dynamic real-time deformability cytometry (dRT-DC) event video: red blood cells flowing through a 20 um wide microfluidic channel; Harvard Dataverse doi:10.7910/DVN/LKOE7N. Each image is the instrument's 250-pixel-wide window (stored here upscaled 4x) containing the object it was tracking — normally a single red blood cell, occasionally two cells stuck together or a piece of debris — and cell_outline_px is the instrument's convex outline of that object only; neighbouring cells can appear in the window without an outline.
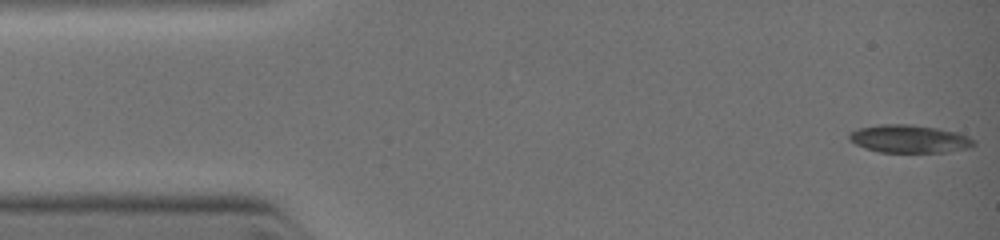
{"species": "common noctule bat (a hibernating species)", "species_latin": "Nyctalus noctula", "temperature_condition": "warm", "stored_images_in_passage": 29, "camera_frame_rate_fps": 3000, "um_per_image_px": 0.085, "animal": {"sex": "female", "body_mass_g": 19.0, "forearm_length_mm": 51.5}, "frame": {"image": 1, "passage_image": 1, "time_ms": 0.0, "image_size_px": [1000, 240], "cell_outline_px": [[976, 144], [972, 148], [944, 152], [880, 152], [864, 148], [848, 140], [848, 136], [852, 132], [860, 128], [876, 124], [912, 124], [936, 128], [956, 132], [968, 136], [976, 140]], "centroid_in_image_um": [77.32, 11.8], "position_along_channel_um": 7.7, "area_um2": 20.4}}
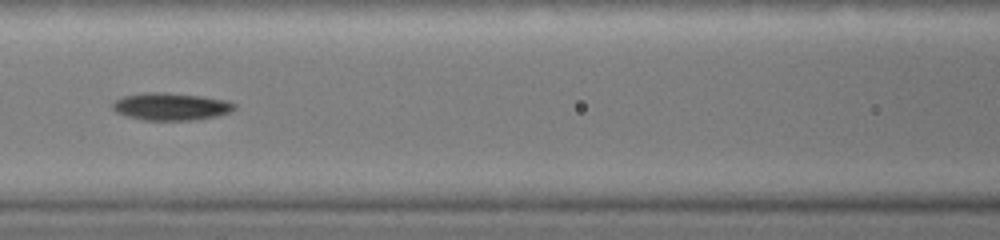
{"frame": {"image": 2, "passage_image": 25, "time_ms": 4.667, "image_size_px": [1000, 240], "cell_outline_px": [[236, 108], [228, 112], [216, 116], [188, 120], [144, 120], [116, 112], [112, 108], [112, 104], [116, 100], [124, 96], [152, 92], [160, 92], [200, 96], [228, 100], [236, 104]], "centroid_in_image_um": [14.55, 9.05], "position_along_channel_um": 152.1, "area_um2": 19.07}}
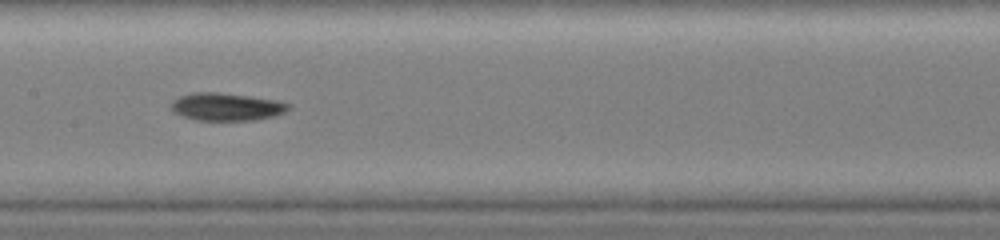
{"frame": {"image": 3, "passage_image": 28, "time_ms": 5.333, "image_size_px": [1000, 240], "cell_outline_px": [[292, 108], [284, 112], [272, 116], [256, 120], [196, 120], [184, 116], [176, 112], [172, 108], [172, 100], [180, 96], [192, 92], [216, 92], [280, 100], [292, 104]], "centroid_in_image_um": [19.31, 9.07], "position_along_channel_um": 188.1, "area_um2": 18.9}}